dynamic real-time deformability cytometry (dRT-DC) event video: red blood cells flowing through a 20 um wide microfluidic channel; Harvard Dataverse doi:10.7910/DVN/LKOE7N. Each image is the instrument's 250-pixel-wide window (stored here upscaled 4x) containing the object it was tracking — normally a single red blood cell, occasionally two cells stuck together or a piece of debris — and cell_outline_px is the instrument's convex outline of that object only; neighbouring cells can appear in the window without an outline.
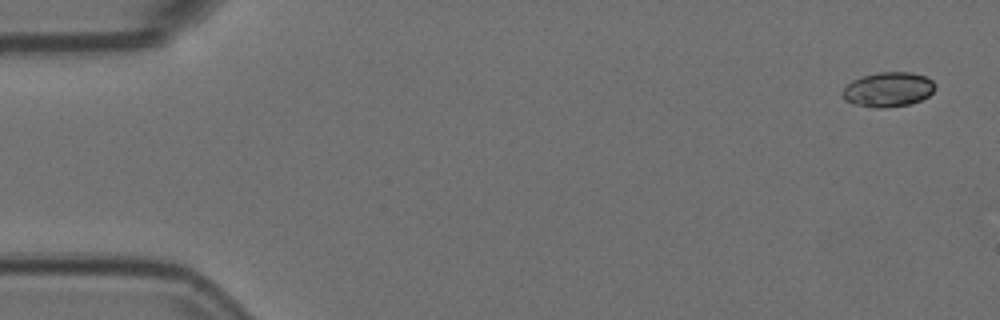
{"species": "Egyptian fruit bat (a non-hibernating species)", "species_latin": "Rousettus aegyptiacus", "temperature_condition": "room temperature", "stored_images_in_passage": 5, "camera_frame_rate_fps": 3000, "um_per_image_px": 0.085, "animal": {"sex": "female"}, "frame": {"image": 1, "passage_image": 1, "time_ms": 0.0, "image_size_px": [1000, 320], "cell_outline_px": [[936, 88], [928, 96], [920, 100], [908, 104], [880, 108], [876, 108], [852, 104], [844, 100], [840, 96], [840, 92], [852, 80], [860, 76], [880, 72], [912, 72], [928, 76], [936, 84]], "centroid_in_image_um": [75.47, 7.59], "position_along_channel_um": 9.5, "area_um2": 19.02}}
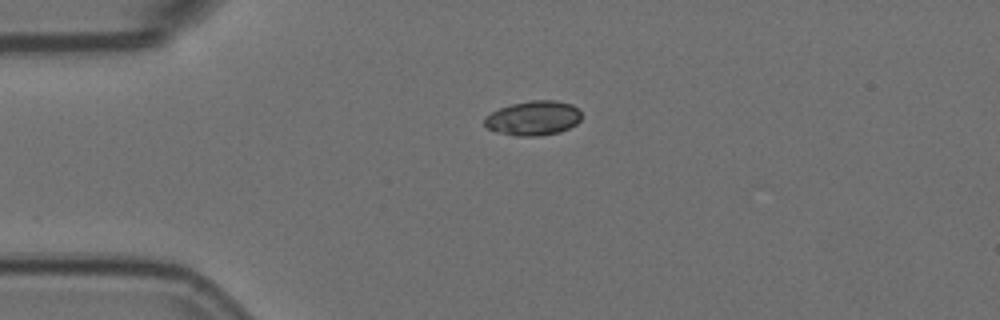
{"frame": {"image": 2, "passage_image": 4, "time_ms": 1.0, "image_size_px": [1000, 320], "cell_outline_px": [[580, 120], [576, 124], [560, 132], [536, 136], [516, 136], [496, 132], [488, 128], [484, 124], [484, 116], [500, 108], [512, 104], [532, 100], [556, 100], [572, 104], [580, 108]], "centroid_in_image_um": [45.34, 10.04], "position_along_channel_um": 39.7, "area_um2": 19.59}}